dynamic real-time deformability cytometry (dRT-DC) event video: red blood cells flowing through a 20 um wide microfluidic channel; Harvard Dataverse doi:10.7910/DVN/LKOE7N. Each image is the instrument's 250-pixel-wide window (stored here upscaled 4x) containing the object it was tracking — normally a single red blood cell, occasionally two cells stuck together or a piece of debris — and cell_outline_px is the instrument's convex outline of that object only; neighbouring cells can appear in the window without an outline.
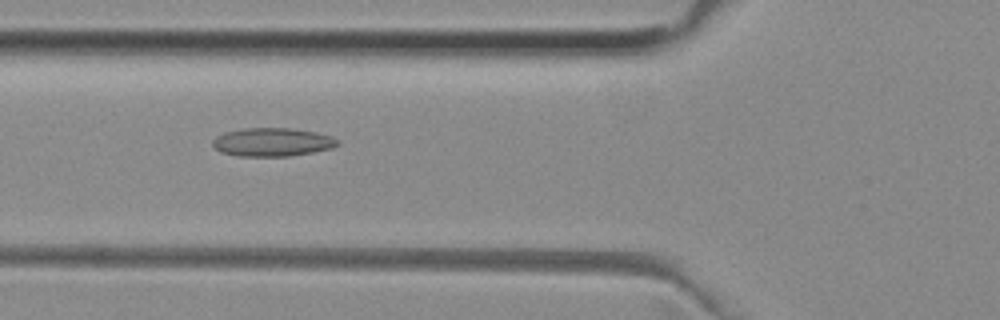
{"species": "common noctule bat (a hibernating species)", "species_latin": "Nyctalus noctula", "temperature_condition": "room temperature", "stored_images_in_passage": 32, "camera_frame_rate_fps": 3000, "um_per_image_px": 0.085, "animal": {"sex": "female", "body_mass_g": 29.2, "forearm_length_mm": 56.3}, "frame": {"image": 1, "passage_image": 3, "time_ms": 0.667, "image_size_px": [1000, 320], "cell_outline_px": [[340, 144], [332, 148], [312, 152], [288, 156], [236, 156], [220, 152], [212, 144], [212, 140], [216, 136], [224, 132], [244, 128], [292, 128], [316, 132], [332, 136], [340, 140]], "centroid_in_image_um": [23.16, 12.07], "position_along_channel_um": 102.6, "area_um2": 20.87}}
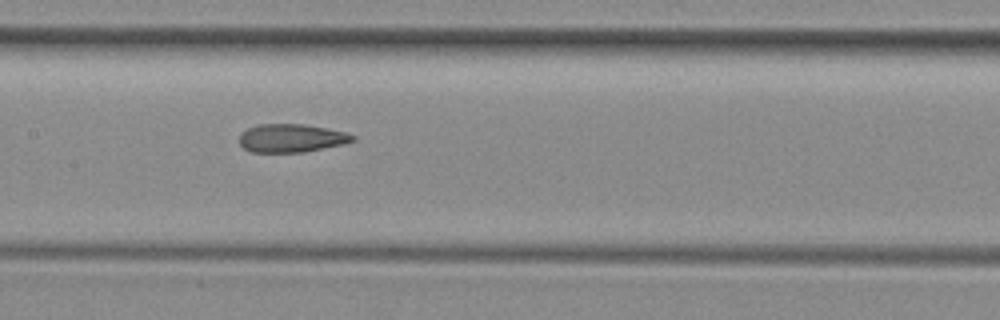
{"frame": {"image": 2, "passage_image": 9, "time_ms": 2.667, "image_size_px": [1000, 320], "cell_outline_px": [[356, 140], [344, 144], [304, 152], [252, 152], [244, 148], [240, 144], [240, 132], [248, 128], [260, 124], [304, 124], [348, 132], [356, 136]], "centroid_in_image_um": [24.8, 11.74], "position_along_channel_um": 182.6, "area_um2": 18.79}}
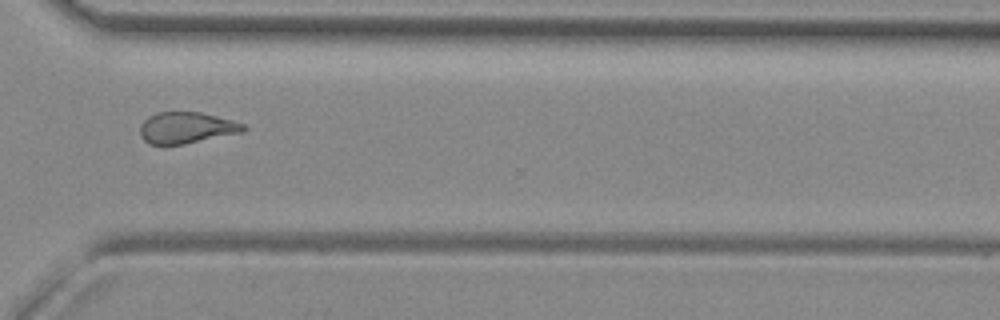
{"frame": {"image": 3, "passage_image": 22, "time_ms": 7.0, "image_size_px": [1000, 320], "cell_outline_px": [[248, 128], [244, 132], [184, 144], [148, 144], [140, 136], [140, 124], [148, 116], [156, 112], [200, 112], [232, 120], [244, 124]], "centroid_in_image_um": [15.85, 10.86], "position_along_channel_um": 354.8, "area_um2": 18.96}}